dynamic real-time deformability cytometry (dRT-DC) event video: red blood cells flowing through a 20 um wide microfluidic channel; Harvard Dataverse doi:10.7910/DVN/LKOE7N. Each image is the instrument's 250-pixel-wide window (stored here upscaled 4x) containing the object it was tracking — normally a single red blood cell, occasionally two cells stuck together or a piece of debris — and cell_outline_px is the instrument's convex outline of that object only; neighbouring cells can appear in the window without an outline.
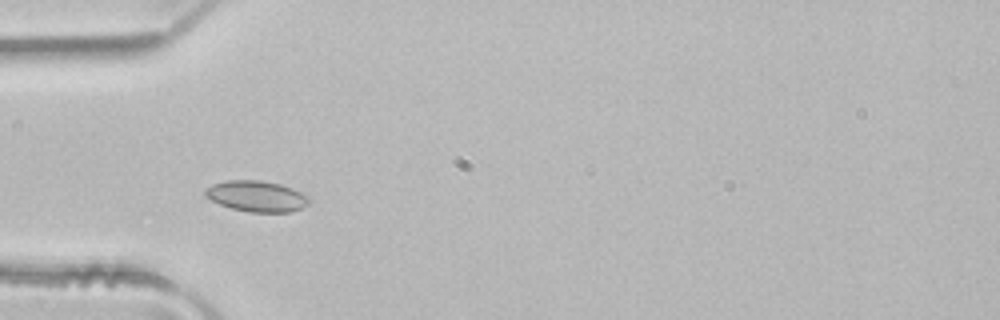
{"species": "common noctule bat (a hibernating species)", "species_latin": "Nyctalus noctula", "temperature_condition": "room temperature", "stored_images_in_passage": 2, "camera_frame_rate_fps": 3000, "um_per_image_px": 0.085, "animal": {"sex": "male", "body_mass_g": 21.5, "forearm_length_mm": 52.0}, "frame": {"image": 1, "passage_image": 1, "time_ms": 0.0, "image_size_px": [1000, 320], "cell_outline_px": [[308, 204], [292, 212], [248, 212], [232, 208], [220, 204], [204, 196], [204, 188], [212, 184], [228, 180], [260, 180], [280, 184], [292, 188], [308, 196]], "centroid_in_image_um": [21.78, 16.67], "position_along_channel_um": 63.2, "area_um2": 18.67}}
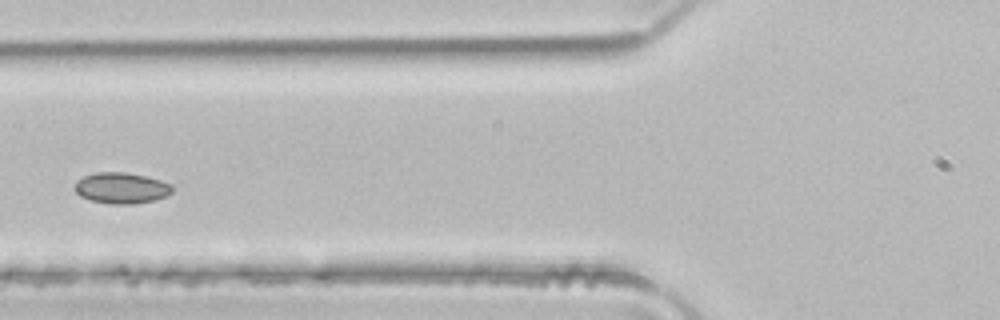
{"frame": {"image": 2, "passage_image": 2, "time_ms": 0.333, "image_size_px": [1000, 320], "cell_outline_px": [[172, 192], [156, 200], [132, 204], [112, 204], [92, 200], [80, 196], [76, 192], [76, 180], [84, 176], [96, 172], [124, 172], [144, 176], [160, 180], [172, 184]], "centroid_in_image_um": [10.32, 15.98], "position_along_channel_um": 115.5, "area_um2": 17.46}}